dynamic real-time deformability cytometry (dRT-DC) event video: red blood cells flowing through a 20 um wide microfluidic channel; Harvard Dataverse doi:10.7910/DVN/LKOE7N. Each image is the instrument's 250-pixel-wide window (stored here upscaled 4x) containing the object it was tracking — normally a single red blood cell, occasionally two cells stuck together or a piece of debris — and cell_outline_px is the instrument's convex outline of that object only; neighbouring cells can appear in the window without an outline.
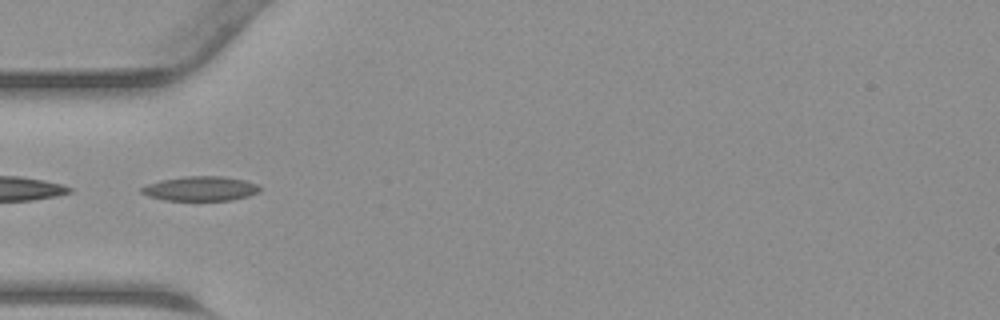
{"species": "common noctule bat (a hibernating species)", "species_latin": "Nyctalus noctula", "temperature_condition": "warm", "stored_images_in_passage": 32, "camera_frame_rate_fps": 3000, "um_per_image_px": 0.085, "animal": {"sex": "male", "body_mass_g": 23.1, "forearm_length_mm": 52.7}, "frame": {"image": 1, "passage_image": 2, "time_ms": 0.333, "image_size_px": [1000, 320], "cell_outline_px": [[260, 192], [248, 196], [232, 200], [164, 200], [148, 196], [140, 192], [140, 188], [148, 184], [160, 180], [184, 176], [224, 176], [244, 180], [260, 184]], "centroid_in_image_um": [17.06, 16.02], "position_along_channel_um": 67.9, "area_um2": 17.05}}
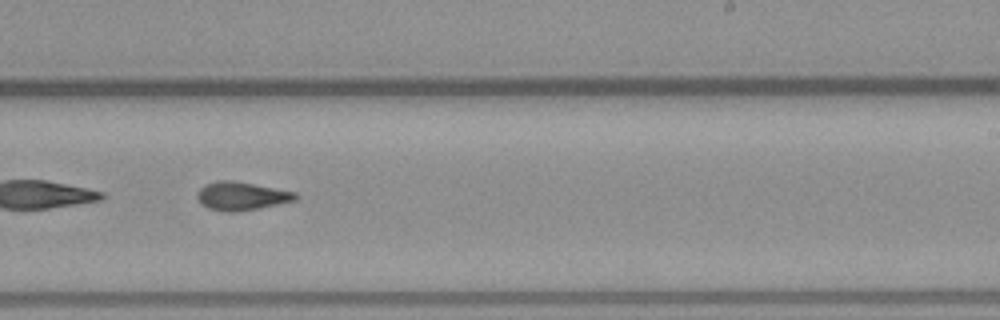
{"frame": {"image": 2, "passage_image": 15, "time_ms": 4.667, "image_size_px": [1000, 320], "cell_outline_px": [[300, 196], [296, 200], [236, 212], [228, 212], [208, 208], [200, 204], [196, 196], [196, 192], [204, 184], [220, 180], [236, 180], [296, 192]], "centroid_in_image_um": [20.5, 16.64], "position_along_channel_um": 268.5, "area_um2": 16.36}}
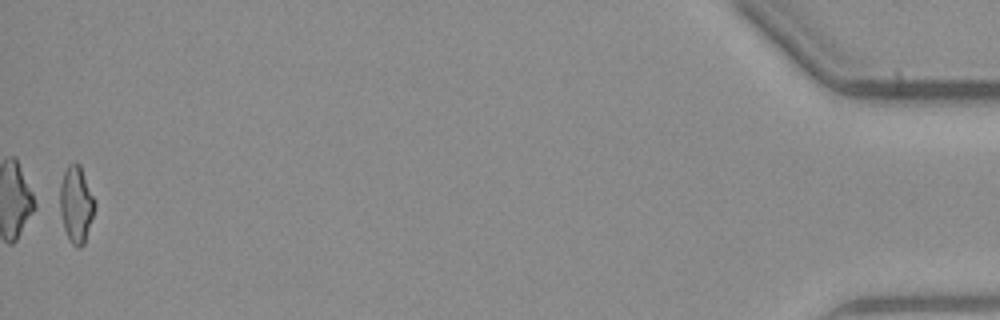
{"frame": {"image": 3, "passage_image": 32, "time_ms": 10.333, "image_size_px": [1000, 320], "cell_outline_px": [[96, 204], [84, 244], [80, 248], [76, 248], [72, 244], [64, 228], [60, 212], [60, 184], [64, 172], [68, 164], [80, 164], [96, 200]], "centroid_in_image_um": [6.49, 17.36], "position_along_channel_um": 428.7, "area_um2": 15.55}}